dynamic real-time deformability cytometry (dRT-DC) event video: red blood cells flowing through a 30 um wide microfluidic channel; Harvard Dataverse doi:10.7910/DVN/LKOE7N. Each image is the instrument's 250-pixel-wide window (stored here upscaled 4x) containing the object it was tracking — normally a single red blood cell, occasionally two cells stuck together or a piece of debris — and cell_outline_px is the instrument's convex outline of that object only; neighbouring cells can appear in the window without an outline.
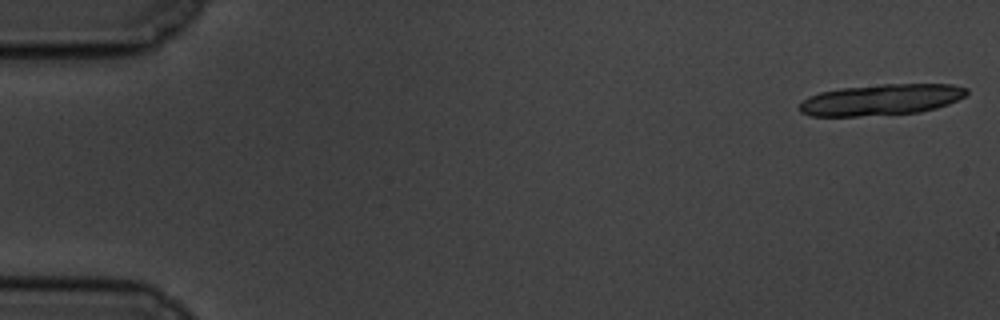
{"species": "common noctule bat (a hibernating species)", "species_latin": "Nyctalus noctula", "temperature_condition": "cold", "stored_images_in_passage": 8, "camera_frame_rate_fps": 3000, "um_per_image_px": 0.085, "animal": {"sex": "male", "body_mass_g": 19.5, "forearm_length_mm": 54.6}, "frame": {"image": 1, "passage_image": 1, "time_ms": 0.0, "image_size_px": [1000, 320], "cell_outline_px": [[968, 92], [964, 96], [948, 104], [936, 108], [920, 112], [860, 116], [812, 116], [800, 112], [800, 104], [808, 96], [820, 92], [840, 88], [880, 84], [952, 84], [968, 88]], "centroid_in_image_um": [74.9, 8.47], "position_along_channel_um": 10.1, "area_um2": 30.29}}